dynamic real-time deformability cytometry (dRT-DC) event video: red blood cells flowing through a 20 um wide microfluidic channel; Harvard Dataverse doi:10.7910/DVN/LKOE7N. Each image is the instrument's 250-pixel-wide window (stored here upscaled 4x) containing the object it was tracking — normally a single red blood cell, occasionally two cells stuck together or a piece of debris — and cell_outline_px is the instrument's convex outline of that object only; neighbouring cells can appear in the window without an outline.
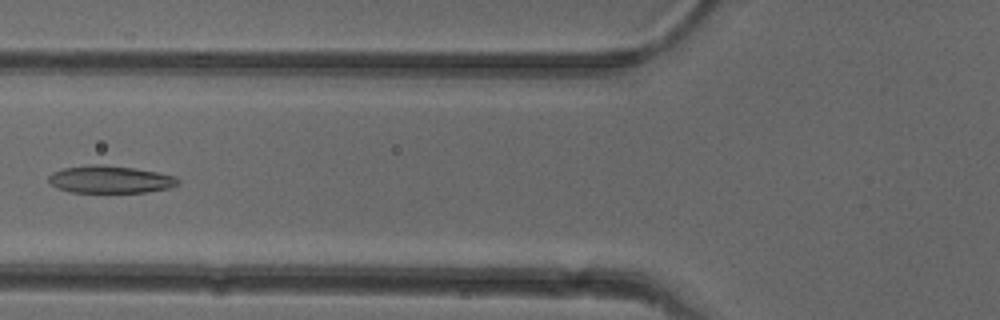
{"species": "common noctule bat (a hibernating species)", "species_latin": "Nyctalus noctula", "temperature_condition": "cold", "stored_images_in_passage": 6, "camera_frame_rate_fps": 3000, "um_per_image_px": 0.085, "animal": {"sex": "female"}, "frame": {"image": 1, "passage_image": 5, "time_ms": 5.667, "image_size_px": [1000, 320], "cell_outline_px": [[180, 184], [168, 188], [148, 192], [72, 192], [56, 188], [48, 180], [48, 176], [52, 172], [64, 168], [88, 164], [104, 164], [136, 168], [176, 176], [180, 180]], "centroid_in_image_um": [9.37, 15.24], "position_along_channel_um": 116.4, "area_um2": 20.87}}
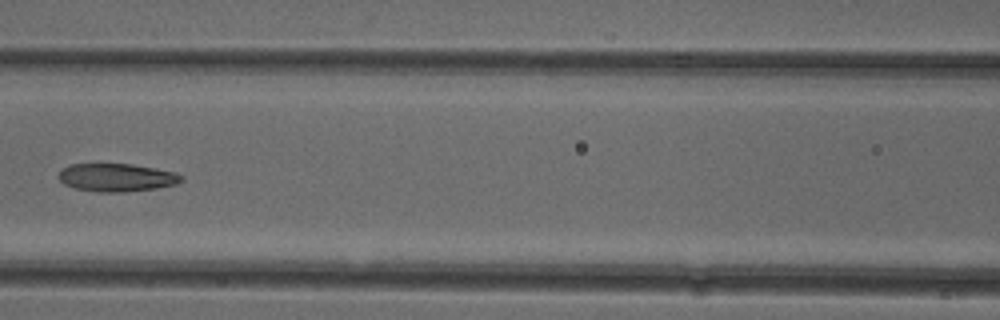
{"frame": {"image": 2, "passage_image": 6, "time_ms": 6.667, "image_size_px": [1000, 320], "cell_outline_px": [[184, 180], [176, 184], [156, 188], [124, 192], [96, 192], [76, 188], [64, 184], [56, 176], [64, 168], [72, 164], [132, 164], [156, 168], [176, 172], [184, 176]], "centroid_in_image_um": [9.95, 15.09], "position_along_channel_um": 156.7, "area_um2": 20.11}}